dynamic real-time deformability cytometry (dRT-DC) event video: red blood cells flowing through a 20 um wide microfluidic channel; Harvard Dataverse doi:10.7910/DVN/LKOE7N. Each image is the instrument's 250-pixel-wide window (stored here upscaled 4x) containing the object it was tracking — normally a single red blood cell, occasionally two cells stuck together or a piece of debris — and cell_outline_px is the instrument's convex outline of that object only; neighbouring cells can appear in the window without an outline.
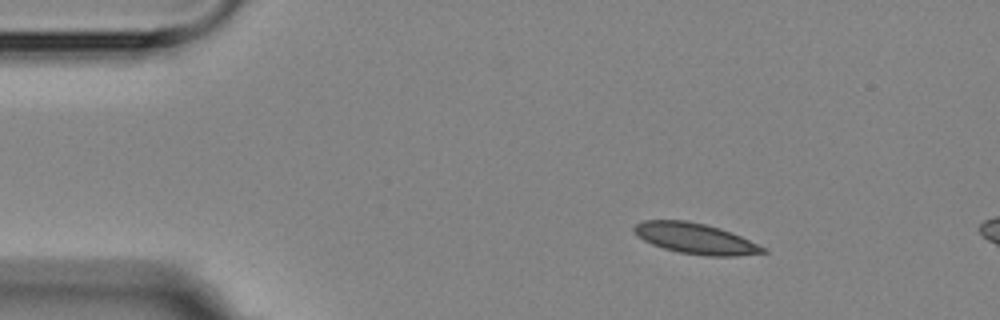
{"species": "Egyptian fruit bat (a non-hibernating species)", "species_latin": "Rousettus aegyptiacus", "temperature_condition": "room temperature", "stored_images_in_passage": 4, "camera_frame_rate_fps": 3000, "um_per_image_px": 0.085, "animal": {"sex": "female"}, "frame": {"image": 1, "passage_image": 1, "time_ms": 0.0, "image_size_px": [1000, 320], "cell_outline_px": [[768, 252], [736, 256], [704, 256], [680, 252], [664, 248], [652, 244], [636, 236], [632, 228], [636, 224], [644, 220], [688, 220], [720, 228], [740, 236], [768, 248]], "centroid_in_image_um": [59.11, 20.27], "position_along_channel_um": 25.9, "area_um2": 23.06}}